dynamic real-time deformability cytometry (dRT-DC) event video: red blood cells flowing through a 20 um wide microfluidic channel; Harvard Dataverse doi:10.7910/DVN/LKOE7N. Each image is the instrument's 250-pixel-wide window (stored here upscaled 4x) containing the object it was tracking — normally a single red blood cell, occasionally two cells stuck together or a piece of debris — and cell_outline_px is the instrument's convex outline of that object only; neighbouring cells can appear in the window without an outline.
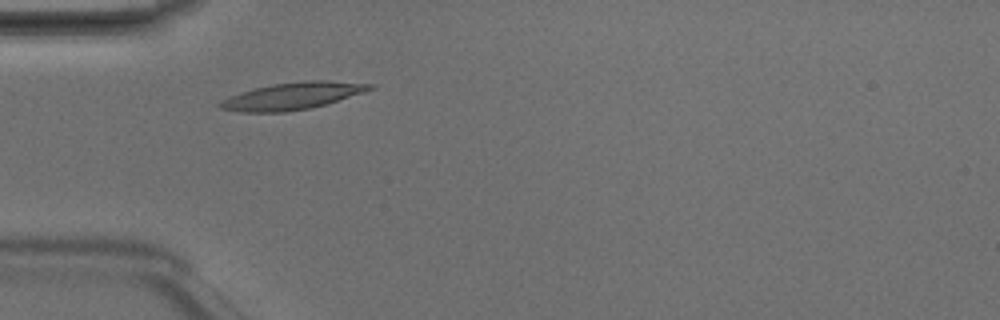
{"species": "Egyptian fruit bat (a non-hibernating species)", "species_latin": "Rousettus aegyptiacus", "temperature_condition": "room temperature", "stored_images_in_passage": 4, "camera_frame_rate_fps": 3000, "um_per_image_px": 0.085, "animal": {"sex": "male"}, "frame": {"image": 1, "passage_image": 3, "time_ms": 0.667, "image_size_px": [1000, 320], "cell_outline_px": [[376, 84], [372, 88], [364, 92], [324, 104], [308, 108], [284, 112], [240, 112], [220, 108], [216, 104], [220, 100], [240, 92], [272, 84], [308, 80], [328, 80]], "centroid_in_image_um": [24.82, 8.15], "position_along_channel_um": 60.2, "area_um2": 23.41}}